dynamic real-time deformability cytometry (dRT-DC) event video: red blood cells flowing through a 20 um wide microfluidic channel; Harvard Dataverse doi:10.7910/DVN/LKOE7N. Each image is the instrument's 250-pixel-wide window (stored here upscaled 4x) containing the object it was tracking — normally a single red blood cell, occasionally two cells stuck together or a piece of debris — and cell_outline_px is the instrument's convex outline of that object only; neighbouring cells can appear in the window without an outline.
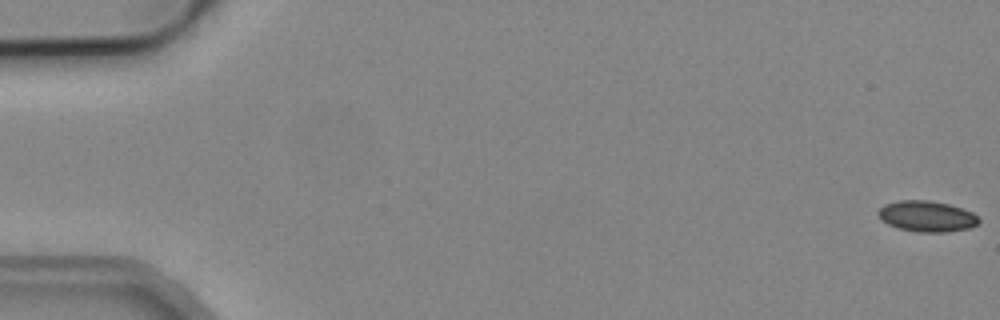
{"species": "common noctule bat (a hibernating species)", "species_latin": "Nyctalus noctula", "temperature_condition": "cold", "stored_images_in_passage": 8, "camera_frame_rate_fps": 3000, "um_per_image_px": 0.085, "animal": {"sex": "male", "body_mass_g": 19.2, "forearm_length_mm": 51.8}, "frame": {"image": 1, "passage_image": 1, "time_ms": 0.0, "image_size_px": [1000, 320], "cell_outline_px": [[980, 224], [968, 228], [948, 232], [920, 232], [900, 228], [888, 224], [880, 220], [876, 212], [884, 204], [900, 200], [932, 200], [948, 204], [972, 212], [980, 220]], "centroid_in_image_um": [78.76, 18.38], "position_along_channel_um": 6.2, "area_um2": 18.15}}
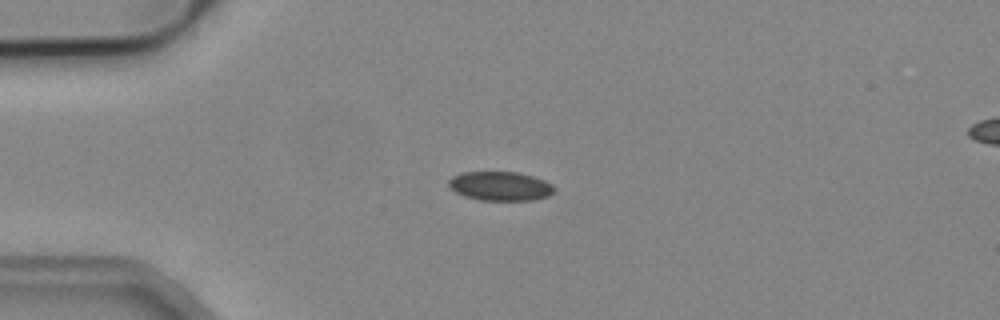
{"frame": {"image": 2, "passage_image": 4, "time_ms": 1.0, "image_size_px": [1000, 320], "cell_outline_px": [[556, 188], [548, 196], [532, 200], [480, 200], [464, 196], [448, 188], [448, 180], [452, 176], [460, 172], [520, 172], [544, 180], [552, 184]], "centroid_in_image_um": [42.49, 15.81], "position_along_channel_um": 42.5, "area_um2": 18.03}}
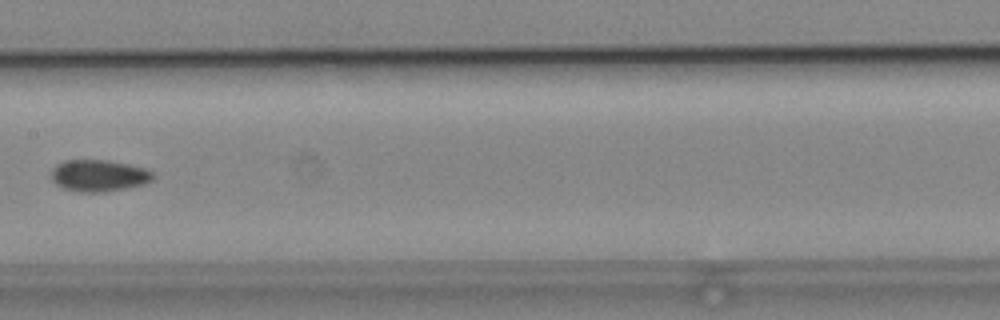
{"frame": {"image": 3, "passage_image": 8, "time_ms": 2.333, "image_size_px": [1000, 320], "cell_outline_px": [[156, 176], [152, 180], [144, 184], [104, 192], [80, 192], [64, 188], [56, 184], [52, 180], [52, 168], [56, 164], [64, 160], [108, 160], [128, 164], [144, 168], [152, 172]], "centroid_in_image_um": [8.39, 14.92], "position_along_channel_um": 199.0, "area_um2": 18.79}}